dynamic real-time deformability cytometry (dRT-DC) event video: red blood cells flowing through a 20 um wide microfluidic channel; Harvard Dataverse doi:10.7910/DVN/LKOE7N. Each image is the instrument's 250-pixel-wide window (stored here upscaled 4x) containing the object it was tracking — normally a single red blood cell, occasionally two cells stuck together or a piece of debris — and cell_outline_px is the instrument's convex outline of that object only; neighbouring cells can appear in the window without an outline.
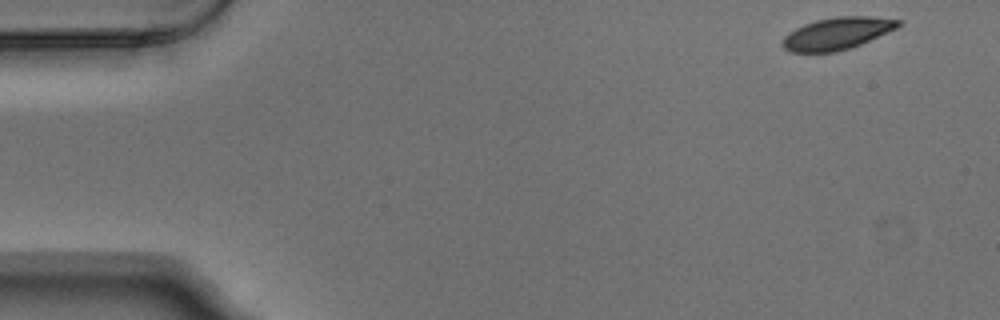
{"species": "Egyptian fruit bat (a non-hibernating species)", "species_latin": "Rousettus aegyptiacus", "temperature_condition": "warm", "stored_images_in_passage": 4, "camera_frame_rate_fps": 3000, "um_per_image_px": 0.085, "animal": {"sex": "male"}, "frame": {"image": 1, "passage_image": 1, "time_ms": 0.0, "image_size_px": [1000, 320], "cell_outline_px": [[904, 20], [896, 28], [860, 44], [836, 52], [788, 52], [784, 48], [784, 36], [788, 32], [804, 24], [816, 20], [836, 16], [872, 16]], "centroid_in_image_um": [71.16, 2.83], "position_along_channel_um": 13.8, "area_um2": 21.5}}
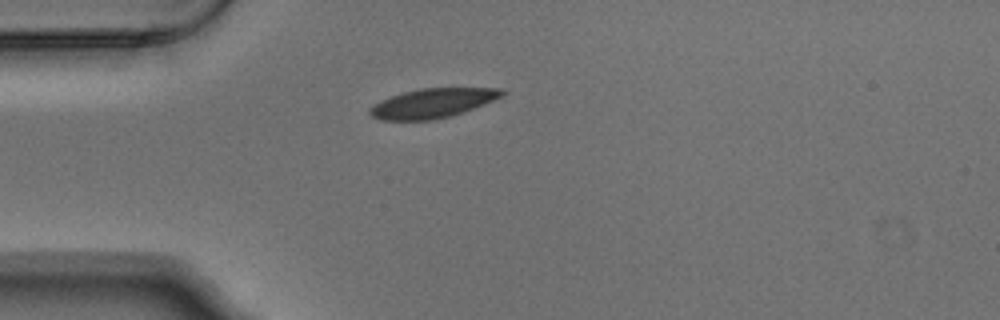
{"frame": {"image": 2, "passage_image": 4, "time_ms": 1.0, "image_size_px": [1000, 320], "cell_outline_px": [[508, 92], [504, 96], [464, 112], [432, 120], [380, 120], [372, 116], [368, 112], [368, 108], [380, 100], [404, 92], [420, 88], [504, 88]], "centroid_in_image_um": [36.8, 8.76], "position_along_channel_um": 48.2, "area_um2": 22.72}}